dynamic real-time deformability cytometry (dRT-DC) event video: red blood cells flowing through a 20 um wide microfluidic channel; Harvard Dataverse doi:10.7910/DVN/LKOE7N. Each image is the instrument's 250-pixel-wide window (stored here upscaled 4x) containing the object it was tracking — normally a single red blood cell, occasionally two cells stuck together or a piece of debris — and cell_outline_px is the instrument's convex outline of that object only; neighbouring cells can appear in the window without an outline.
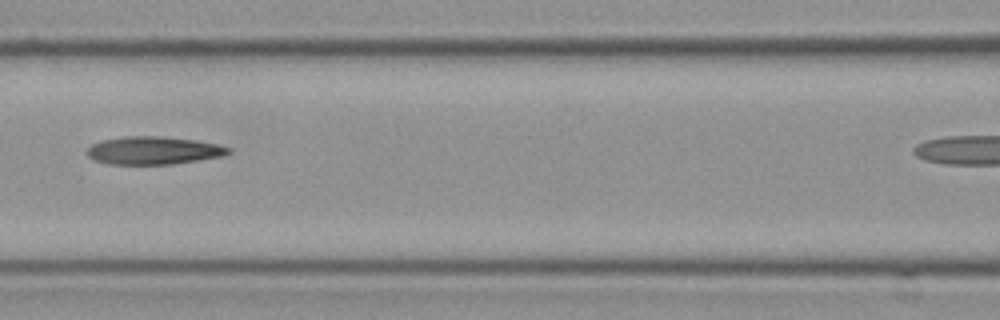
{"species": "Egyptian fruit bat (a non-hibernating species)", "species_latin": "Rousettus aegyptiacus", "temperature_condition": "cold", "stored_images_in_passage": 7, "camera_frame_rate_fps": 3000, "um_per_image_px": 0.085, "frame": {"image": 1, "passage_image": 6, "time_ms": 1.667, "image_size_px": [1000, 320], "cell_outline_px": [[232, 152], [224, 156], [168, 164], [108, 164], [96, 160], [88, 156], [88, 148], [92, 144], [100, 140], [124, 136], [160, 136], [196, 140], [216, 144], [232, 148]], "centroid_in_image_um": [13.06, 12.78], "position_along_channel_um": 153.5, "area_um2": 22.89}}